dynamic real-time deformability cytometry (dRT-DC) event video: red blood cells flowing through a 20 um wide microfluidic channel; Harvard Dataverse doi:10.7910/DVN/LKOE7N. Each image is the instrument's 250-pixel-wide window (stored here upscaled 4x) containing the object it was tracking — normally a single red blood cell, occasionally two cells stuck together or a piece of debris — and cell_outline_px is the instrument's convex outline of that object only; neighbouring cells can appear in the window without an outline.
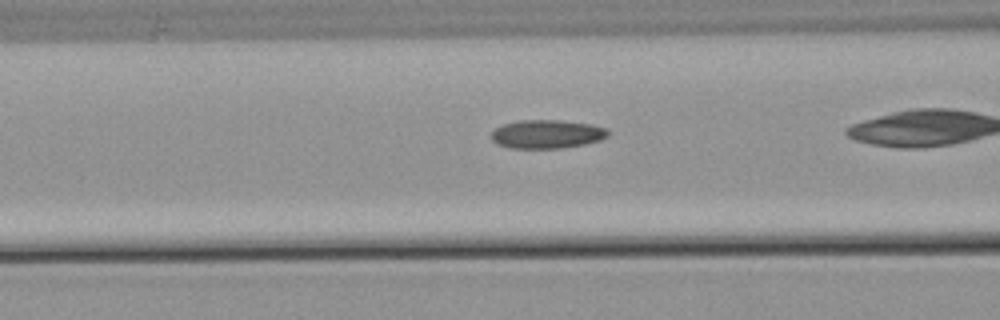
{"species": "common noctule bat (a hibernating species)", "species_latin": "Nyctalus noctula", "temperature_condition": "warm", "stored_images_in_passage": 32, "camera_frame_rate_fps": 3000, "um_per_image_px": 0.085, "animal": {"sex": "male", "body_mass_g": 21.5, "forearm_length_mm": 52.0}, "frame": {"image": 1, "passage_image": 12, "time_ms": 3.667, "image_size_px": [1000, 320], "cell_outline_px": [[608, 136], [600, 140], [584, 144], [560, 148], [508, 148], [496, 144], [492, 140], [492, 132], [496, 128], [504, 124], [520, 120], [560, 120], [592, 124], [608, 128]], "centroid_in_image_um": [46.5, 11.4], "position_along_channel_um": 120.1, "area_um2": 19.48}}
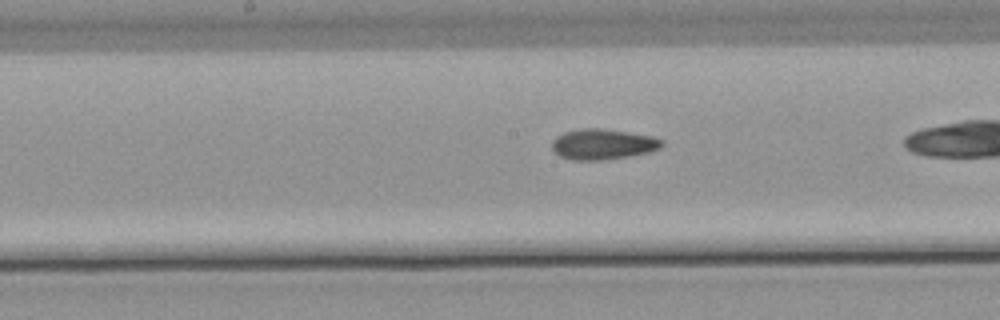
{"frame": {"image": 2, "passage_image": 18, "time_ms": 5.667, "image_size_px": [1000, 320], "cell_outline_px": [[664, 144], [660, 148], [648, 152], [600, 160], [572, 160], [560, 156], [552, 148], [552, 140], [556, 136], [564, 132], [580, 128], [604, 128], [652, 136], [664, 140]], "centroid_in_image_um": [51.22, 12.24], "position_along_channel_um": 197.0, "area_um2": 19.48}}
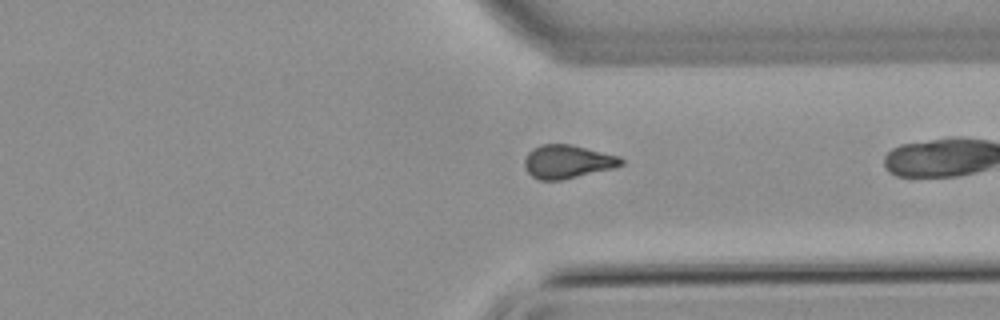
{"frame": {"image": 3, "passage_image": 31, "time_ms": 10.0, "image_size_px": [1000, 320], "cell_outline_px": [[624, 164], [616, 168], [560, 180], [540, 180], [532, 176], [528, 172], [524, 164], [524, 160], [528, 152], [532, 148], [540, 144], [572, 144], [620, 156], [624, 160]], "centroid_in_image_um": [48.26, 13.73], "position_along_channel_um": 363.1, "area_um2": 19.02}}